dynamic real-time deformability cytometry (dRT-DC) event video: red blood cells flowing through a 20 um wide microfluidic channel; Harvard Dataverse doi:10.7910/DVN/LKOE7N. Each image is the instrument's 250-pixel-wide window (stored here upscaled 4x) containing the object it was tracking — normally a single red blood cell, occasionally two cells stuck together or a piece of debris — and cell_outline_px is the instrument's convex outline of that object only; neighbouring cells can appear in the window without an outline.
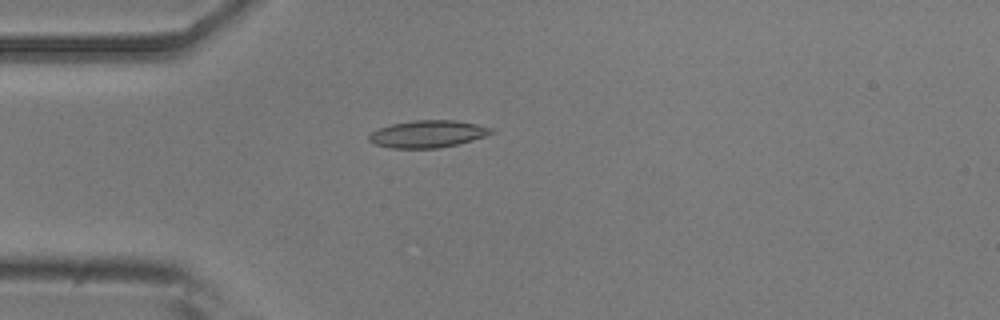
{"species": "common noctule bat (a hibernating species)", "species_latin": "Nyctalus noctula", "temperature_condition": "room temperature", "stored_images_in_passage": 50, "camera_frame_rate_fps": 3000, "um_per_image_px": 0.085, "animal": {"sex": "male", "body_mass_g": 20.5, "forearm_length_mm": 52.5}, "frame": {"image": 1, "passage_image": 11, "time_ms": 3.333, "image_size_px": [1000, 320], "cell_outline_px": [[496, 132], [488, 136], [440, 148], [392, 148], [376, 144], [368, 140], [368, 136], [372, 132], [380, 128], [392, 124], [412, 120], [456, 120], [476, 124], [492, 128]], "centroid_in_image_um": [36.4, 11.38], "position_along_channel_um": 48.6, "area_um2": 19.36}}
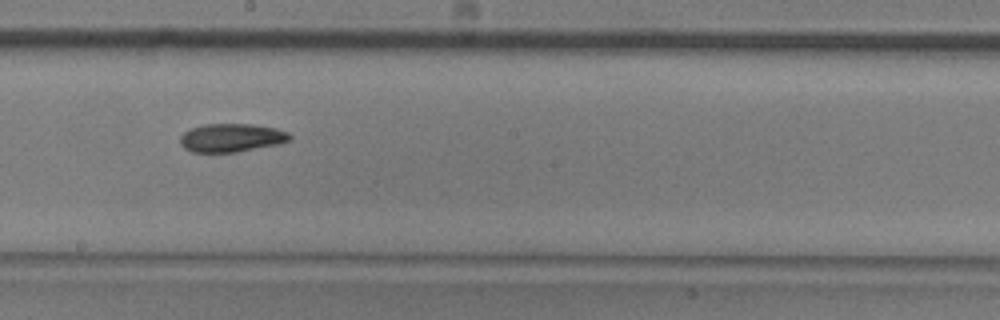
{"frame": {"image": 2, "passage_image": 26, "time_ms": 8.333, "image_size_px": [1000, 320], "cell_outline_px": [[292, 140], [276, 144], [236, 152], [192, 152], [184, 148], [180, 144], [180, 136], [184, 132], [192, 128], [204, 124], [252, 124], [276, 128], [288, 132], [292, 136]], "centroid_in_image_um": [19.67, 11.7], "position_along_channel_um": 228.5, "area_um2": 18.09}}
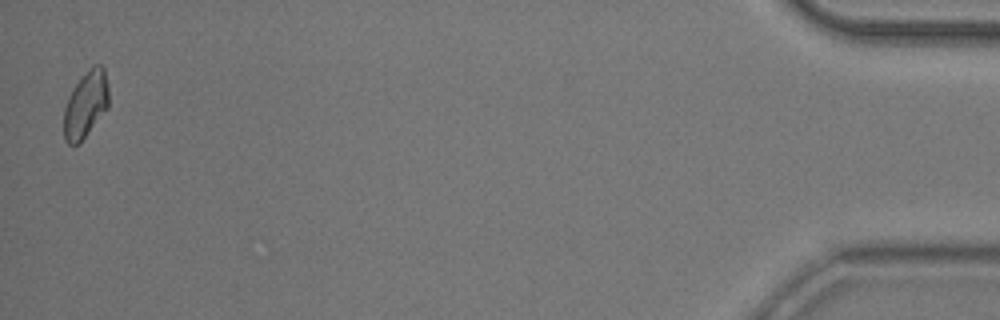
{"frame": {"image": 3, "passage_image": 49, "time_ms": 16.0, "image_size_px": [1000, 320], "cell_outline_px": [[108, 108], [80, 144], [68, 144], [64, 140], [64, 108], [68, 96], [72, 88], [88, 68], [96, 64], [100, 64], [104, 68], [108, 88]], "centroid_in_image_um": [7.28, 8.89], "position_along_channel_um": 427.9, "area_um2": 17.63}, "authors_computed_cell_mechanics": {"area_um2": 18.0625, "velocity_mm_per_s": 3.8216, "shape_relaxation_time_tau1_ms": 8.6969, "shape_relaxation_time_tau2_ms": 7.4438, "deformation_change_tau1": 0.1454, "deformation_change_tau2": 0.1323}}